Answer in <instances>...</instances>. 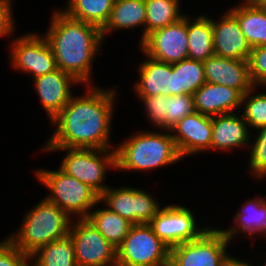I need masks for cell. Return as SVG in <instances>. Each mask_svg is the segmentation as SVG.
Wrapping results in <instances>:
<instances>
[{"label":"cell","instance_id":"cell-11","mask_svg":"<svg viewBox=\"0 0 266 266\" xmlns=\"http://www.w3.org/2000/svg\"><path fill=\"white\" fill-rule=\"evenodd\" d=\"M152 195L137 187L122 186L117 189L109 187L100 195L99 201L103 202L110 211L119 214L134 225L149 223L161 210L158 199Z\"/></svg>","mask_w":266,"mask_h":266},{"label":"cell","instance_id":"cell-22","mask_svg":"<svg viewBox=\"0 0 266 266\" xmlns=\"http://www.w3.org/2000/svg\"><path fill=\"white\" fill-rule=\"evenodd\" d=\"M228 10L237 18L251 48L266 45V11L256 0H241Z\"/></svg>","mask_w":266,"mask_h":266},{"label":"cell","instance_id":"cell-28","mask_svg":"<svg viewBox=\"0 0 266 266\" xmlns=\"http://www.w3.org/2000/svg\"><path fill=\"white\" fill-rule=\"evenodd\" d=\"M204 83L203 62L185 59L173 64L172 95H193Z\"/></svg>","mask_w":266,"mask_h":266},{"label":"cell","instance_id":"cell-21","mask_svg":"<svg viewBox=\"0 0 266 266\" xmlns=\"http://www.w3.org/2000/svg\"><path fill=\"white\" fill-rule=\"evenodd\" d=\"M266 197L254 196L249 199L240 207L235 213L233 223L229 229H222L225 236L230 242L238 236L239 233L244 234L245 238L252 239L255 234L266 239ZM253 236V237H252ZM232 240V241H231Z\"/></svg>","mask_w":266,"mask_h":266},{"label":"cell","instance_id":"cell-17","mask_svg":"<svg viewBox=\"0 0 266 266\" xmlns=\"http://www.w3.org/2000/svg\"><path fill=\"white\" fill-rule=\"evenodd\" d=\"M205 80L238 90L242 95L254 85L250 78L248 60L213 55L203 62Z\"/></svg>","mask_w":266,"mask_h":266},{"label":"cell","instance_id":"cell-34","mask_svg":"<svg viewBox=\"0 0 266 266\" xmlns=\"http://www.w3.org/2000/svg\"><path fill=\"white\" fill-rule=\"evenodd\" d=\"M248 63L254 87H266V45L252 48Z\"/></svg>","mask_w":266,"mask_h":266},{"label":"cell","instance_id":"cell-18","mask_svg":"<svg viewBox=\"0 0 266 266\" xmlns=\"http://www.w3.org/2000/svg\"><path fill=\"white\" fill-rule=\"evenodd\" d=\"M238 114L232 112L212 117V151L231 152L239 147L249 149L252 131L248 129L249 125L243 115Z\"/></svg>","mask_w":266,"mask_h":266},{"label":"cell","instance_id":"cell-15","mask_svg":"<svg viewBox=\"0 0 266 266\" xmlns=\"http://www.w3.org/2000/svg\"><path fill=\"white\" fill-rule=\"evenodd\" d=\"M213 26L214 55L223 58L248 60L252 51L237 18L226 10L220 20L209 17Z\"/></svg>","mask_w":266,"mask_h":266},{"label":"cell","instance_id":"cell-38","mask_svg":"<svg viewBox=\"0 0 266 266\" xmlns=\"http://www.w3.org/2000/svg\"><path fill=\"white\" fill-rule=\"evenodd\" d=\"M260 6L266 11V0H256Z\"/></svg>","mask_w":266,"mask_h":266},{"label":"cell","instance_id":"cell-16","mask_svg":"<svg viewBox=\"0 0 266 266\" xmlns=\"http://www.w3.org/2000/svg\"><path fill=\"white\" fill-rule=\"evenodd\" d=\"M35 91L50 122L61 112L70 101L73 93L72 86L79 82L70 74L59 68L53 72L34 79Z\"/></svg>","mask_w":266,"mask_h":266},{"label":"cell","instance_id":"cell-7","mask_svg":"<svg viewBox=\"0 0 266 266\" xmlns=\"http://www.w3.org/2000/svg\"><path fill=\"white\" fill-rule=\"evenodd\" d=\"M170 262V247L148 223L134 224L117 247V266H163Z\"/></svg>","mask_w":266,"mask_h":266},{"label":"cell","instance_id":"cell-10","mask_svg":"<svg viewBox=\"0 0 266 266\" xmlns=\"http://www.w3.org/2000/svg\"><path fill=\"white\" fill-rule=\"evenodd\" d=\"M69 231L78 266H117V248L87 218H76Z\"/></svg>","mask_w":266,"mask_h":266},{"label":"cell","instance_id":"cell-12","mask_svg":"<svg viewBox=\"0 0 266 266\" xmlns=\"http://www.w3.org/2000/svg\"><path fill=\"white\" fill-rule=\"evenodd\" d=\"M148 224L170 248L197 239L209 229L197 226L193 211L177 204L162 207Z\"/></svg>","mask_w":266,"mask_h":266},{"label":"cell","instance_id":"cell-1","mask_svg":"<svg viewBox=\"0 0 266 266\" xmlns=\"http://www.w3.org/2000/svg\"><path fill=\"white\" fill-rule=\"evenodd\" d=\"M106 89L88 85L85 95L72 96L50 122L55 130L42 148L115 149L110 130L117 93Z\"/></svg>","mask_w":266,"mask_h":266},{"label":"cell","instance_id":"cell-25","mask_svg":"<svg viewBox=\"0 0 266 266\" xmlns=\"http://www.w3.org/2000/svg\"><path fill=\"white\" fill-rule=\"evenodd\" d=\"M116 0H68L63 9L70 17L95 25L101 30L107 24Z\"/></svg>","mask_w":266,"mask_h":266},{"label":"cell","instance_id":"cell-31","mask_svg":"<svg viewBox=\"0 0 266 266\" xmlns=\"http://www.w3.org/2000/svg\"><path fill=\"white\" fill-rule=\"evenodd\" d=\"M257 134L251 139L249 146V162L250 174L256 179L266 177V127L257 129ZM254 139V141H253Z\"/></svg>","mask_w":266,"mask_h":266},{"label":"cell","instance_id":"cell-2","mask_svg":"<svg viewBox=\"0 0 266 266\" xmlns=\"http://www.w3.org/2000/svg\"><path fill=\"white\" fill-rule=\"evenodd\" d=\"M44 34L52 48L57 67L72 75L80 84H92V65L100 53L103 37L100 28L55 10Z\"/></svg>","mask_w":266,"mask_h":266},{"label":"cell","instance_id":"cell-6","mask_svg":"<svg viewBox=\"0 0 266 266\" xmlns=\"http://www.w3.org/2000/svg\"><path fill=\"white\" fill-rule=\"evenodd\" d=\"M46 152H63L59 168L88 185L99 196L110 186L105 183L107 170H116L115 149L42 148Z\"/></svg>","mask_w":266,"mask_h":266},{"label":"cell","instance_id":"cell-29","mask_svg":"<svg viewBox=\"0 0 266 266\" xmlns=\"http://www.w3.org/2000/svg\"><path fill=\"white\" fill-rule=\"evenodd\" d=\"M179 2L180 0H145V37L154 30L178 22L185 16L180 12Z\"/></svg>","mask_w":266,"mask_h":266},{"label":"cell","instance_id":"cell-13","mask_svg":"<svg viewBox=\"0 0 266 266\" xmlns=\"http://www.w3.org/2000/svg\"><path fill=\"white\" fill-rule=\"evenodd\" d=\"M145 56L168 64L188 59L187 16L178 22L154 30L139 43Z\"/></svg>","mask_w":266,"mask_h":266},{"label":"cell","instance_id":"cell-8","mask_svg":"<svg viewBox=\"0 0 266 266\" xmlns=\"http://www.w3.org/2000/svg\"><path fill=\"white\" fill-rule=\"evenodd\" d=\"M219 228L207 229L199 238L170 248L173 266H220L231 244Z\"/></svg>","mask_w":266,"mask_h":266},{"label":"cell","instance_id":"cell-35","mask_svg":"<svg viewBox=\"0 0 266 266\" xmlns=\"http://www.w3.org/2000/svg\"><path fill=\"white\" fill-rule=\"evenodd\" d=\"M29 261L30 256L16 247L8 237L0 242V266H30Z\"/></svg>","mask_w":266,"mask_h":266},{"label":"cell","instance_id":"cell-5","mask_svg":"<svg viewBox=\"0 0 266 266\" xmlns=\"http://www.w3.org/2000/svg\"><path fill=\"white\" fill-rule=\"evenodd\" d=\"M35 175L37 181L39 180V183L51 192L49 196H45V199L56 204L73 218H86L92 208L100 203V196L94 190L60 168L58 170L39 168Z\"/></svg>","mask_w":266,"mask_h":266},{"label":"cell","instance_id":"cell-3","mask_svg":"<svg viewBox=\"0 0 266 266\" xmlns=\"http://www.w3.org/2000/svg\"><path fill=\"white\" fill-rule=\"evenodd\" d=\"M169 132L146 130L128 136L115 148L116 170L150 171L179 162L183 158Z\"/></svg>","mask_w":266,"mask_h":266},{"label":"cell","instance_id":"cell-27","mask_svg":"<svg viewBox=\"0 0 266 266\" xmlns=\"http://www.w3.org/2000/svg\"><path fill=\"white\" fill-rule=\"evenodd\" d=\"M86 218L116 248L122 243L133 225L107 207L90 211Z\"/></svg>","mask_w":266,"mask_h":266},{"label":"cell","instance_id":"cell-39","mask_svg":"<svg viewBox=\"0 0 266 266\" xmlns=\"http://www.w3.org/2000/svg\"><path fill=\"white\" fill-rule=\"evenodd\" d=\"M163 266H173L170 262L166 263L165 265Z\"/></svg>","mask_w":266,"mask_h":266},{"label":"cell","instance_id":"cell-14","mask_svg":"<svg viewBox=\"0 0 266 266\" xmlns=\"http://www.w3.org/2000/svg\"><path fill=\"white\" fill-rule=\"evenodd\" d=\"M182 158L212 151V117L194 112L170 129Z\"/></svg>","mask_w":266,"mask_h":266},{"label":"cell","instance_id":"cell-32","mask_svg":"<svg viewBox=\"0 0 266 266\" xmlns=\"http://www.w3.org/2000/svg\"><path fill=\"white\" fill-rule=\"evenodd\" d=\"M195 112L191 94L170 95L166 98V130H170L183 117Z\"/></svg>","mask_w":266,"mask_h":266},{"label":"cell","instance_id":"cell-9","mask_svg":"<svg viewBox=\"0 0 266 266\" xmlns=\"http://www.w3.org/2000/svg\"><path fill=\"white\" fill-rule=\"evenodd\" d=\"M11 42L9 59L13 69L29 73L33 79L58 69L52 48L44 35L28 32Z\"/></svg>","mask_w":266,"mask_h":266},{"label":"cell","instance_id":"cell-36","mask_svg":"<svg viewBox=\"0 0 266 266\" xmlns=\"http://www.w3.org/2000/svg\"><path fill=\"white\" fill-rule=\"evenodd\" d=\"M12 0H0V38L11 36L15 30Z\"/></svg>","mask_w":266,"mask_h":266},{"label":"cell","instance_id":"cell-33","mask_svg":"<svg viewBox=\"0 0 266 266\" xmlns=\"http://www.w3.org/2000/svg\"><path fill=\"white\" fill-rule=\"evenodd\" d=\"M143 102L147 118L158 130H166V98L167 95L159 94L151 97H137Z\"/></svg>","mask_w":266,"mask_h":266},{"label":"cell","instance_id":"cell-30","mask_svg":"<svg viewBox=\"0 0 266 266\" xmlns=\"http://www.w3.org/2000/svg\"><path fill=\"white\" fill-rule=\"evenodd\" d=\"M256 90L253 87L242 97V115L251 130L266 127V92L256 93Z\"/></svg>","mask_w":266,"mask_h":266},{"label":"cell","instance_id":"cell-20","mask_svg":"<svg viewBox=\"0 0 266 266\" xmlns=\"http://www.w3.org/2000/svg\"><path fill=\"white\" fill-rule=\"evenodd\" d=\"M138 64L139 79L134 84L138 97H151L159 94L170 96L173 90V64H168L146 56Z\"/></svg>","mask_w":266,"mask_h":266},{"label":"cell","instance_id":"cell-4","mask_svg":"<svg viewBox=\"0 0 266 266\" xmlns=\"http://www.w3.org/2000/svg\"><path fill=\"white\" fill-rule=\"evenodd\" d=\"M32 208L24 215L19 231L8 235L29 256L38 248L68 236L73 221L66 211L45 198Z\"/></svg>","mask_w":266,"mask_h":266},{"label":"cell","instance_id":"cell-26","mask_svg":"<svg viewBox=\"0 0 266 266\" xmlns=\"http://www.w3.org/2000/svg\"><path fill=\"white\" fill-rule=\"evenodd\" d=\"M31 261L30 266H78L74 244L69 235L38 248L30 255Z\"/></svg>","mask_w":266,"mask_h":266},{"label":"cell","instance_id":"cell-23","mask_svg":"<svg viewBox=\"0 0 266 266\" xmlns=\"http://www.w3.org/2000/svg\"><path fill=\"white\" fill-rule=\"evenodd\" d=\"M146 4L145 0H116L110 18L102 31L103 40L111 31L142 27L140 43L145 39Z\"/></svg>","mask_w":266,"mask_h":266},{"label":"cell","instance_id":"cell-37","mask_svg":"<svg viewBox=\"0 0 266 266\" xmlns=\"http://www.w3.org/2000/svg\"><path fill=\"white\" fill-rule=\"evenodd\" d=\"M229 254L224 261L221 263L220 266H255L252 265L249 262H246L245 260H241L240 258L232 257V255Z\"/></svg>","mask_w":266,"mask_h":266},{"label":"cell","instance_id":"cell-19","mask_svg":"<svg viewBox=\"0 0 266 266\" xmlns=\"http://www.w3.org/2000/svg\"><path fill=\"white\" fill-rule=\"evenodd\" d=\"M196 112L210 117L232 113L242 107L243 95L236 89L214 83H204L194 94Z\"/></svg>","mask_w":266,"mask_h":266},{"label":"cell","instance_id":"cell-24","mask_svg":"<svg viewBox=\"0 0 266 266\" xmlns=\"http://www.w3.org/2000/svg\"><path fill=\"white\" fill-rule=\"evenodd\" d=\"M188 59L204 62L214 55L213 26L206 15L190 19L187 15Z\"/></svg>","mask_w":266,"mask_h":266}]
</instances>
